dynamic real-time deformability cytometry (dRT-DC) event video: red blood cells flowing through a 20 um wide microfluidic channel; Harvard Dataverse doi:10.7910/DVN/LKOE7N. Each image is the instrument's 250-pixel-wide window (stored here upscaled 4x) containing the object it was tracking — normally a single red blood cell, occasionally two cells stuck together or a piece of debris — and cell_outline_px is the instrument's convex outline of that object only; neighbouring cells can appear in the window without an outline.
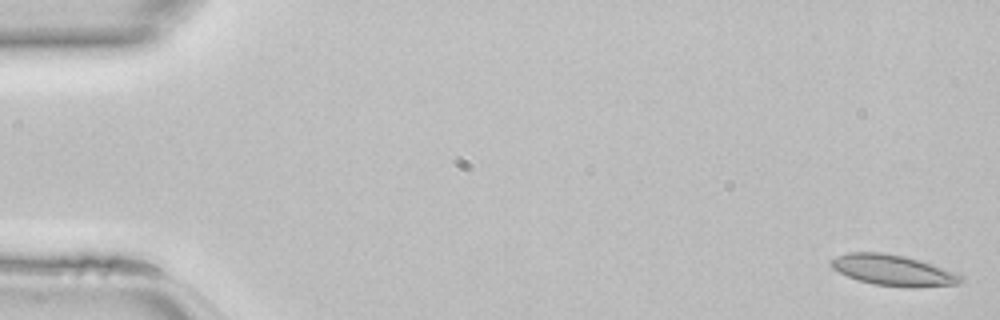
{"species": "common noctule bat (a hibernating species)", "species_latin": "Nyctalus noctula", "temperature_condition": "room temperature", "stored_images_in_passage": 12, "camera_frame_rate_fps": 3000, "um_per_image_px": 0.085, "animal": {"sex": "female", "body_mass_g": 22.7, "forearm_length_mm": 54.2}, "frame": {"image": 1, "passage_image": 1, "time_ms": 0.0, "image_size_px": [1000, 320], "cell_outline_px": [[964, 280], [960, 284], [916, 288], [908, 288], [872, 284], [848, 276], [832, 268], [832, 260], [836, 256], [848, 252], [884, 252], [904, 256], [920, 260], [956, 272], [964, 276]], "centroid_in_image_um": [75.99, 22.98], "position_along_channel_um": 9.0, "area_um2": 23.52}}